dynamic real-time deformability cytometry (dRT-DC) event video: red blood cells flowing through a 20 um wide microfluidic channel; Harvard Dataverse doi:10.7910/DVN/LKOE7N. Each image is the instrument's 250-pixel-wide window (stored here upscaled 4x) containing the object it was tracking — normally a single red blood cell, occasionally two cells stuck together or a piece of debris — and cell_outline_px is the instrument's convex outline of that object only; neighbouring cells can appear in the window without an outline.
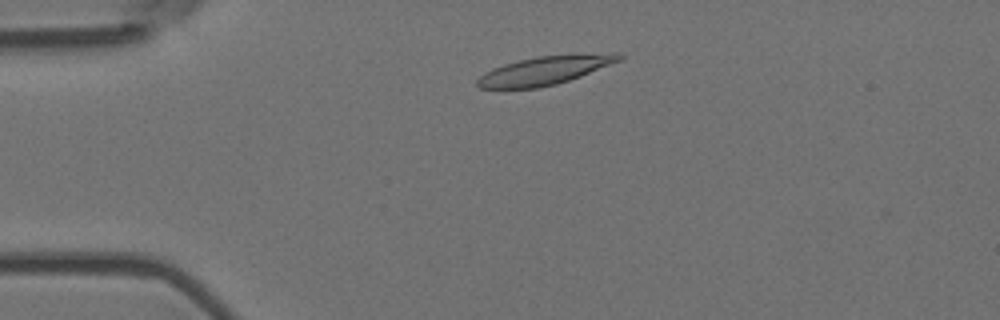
{"species": "Egyptian fruit bat (a non-hibernating species)", "species_latin": "Rousettus aegyptiacus", "temperature_condition": "room temperature", "stored_images_in_passage": 3, "camera_frame_rate_fps": 3000, "um_per_image_px": 0.085, "animal": {"sex": "female"}, "frame": {"image": 1, "passage_image": 2, "time_ms": 0.333, "image_size_px": [1000, 320], "cell_outline_px": [[624, 56], [620, 60], [580, 76], [556, 84], [540, 88], [480, 88], [476, 84], [476, 80], [484, 72], [492, 68], [504, 64], [536, 56], [612, 52], [620, 52]], "centroid_in_image_um": [46.31, 5.97], "position_along_channel_um": 38.7, "area_um2": 23.52}}